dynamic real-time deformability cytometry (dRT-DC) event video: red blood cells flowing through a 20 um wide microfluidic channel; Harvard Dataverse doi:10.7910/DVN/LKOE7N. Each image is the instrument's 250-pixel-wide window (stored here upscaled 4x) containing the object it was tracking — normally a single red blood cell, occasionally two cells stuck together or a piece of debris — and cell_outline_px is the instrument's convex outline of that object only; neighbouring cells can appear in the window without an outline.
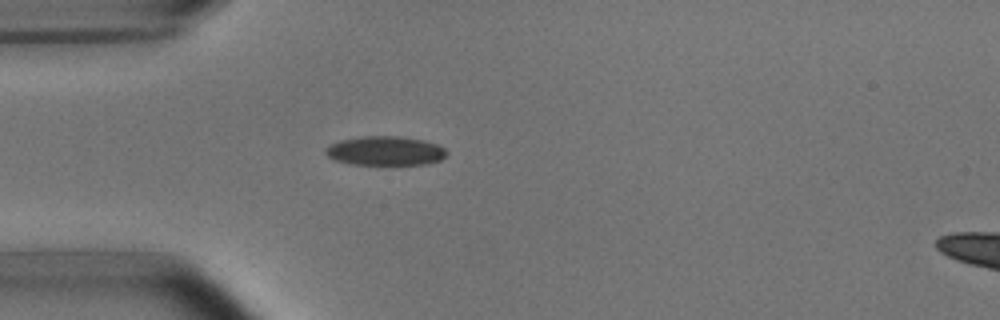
{"species": "common noctule bat (a hibernating species)", "species_latin": "Nyctalus noctula", "temperature_condition": "room temperature", "stored_images_in_passage": 4, "camera_frame_rate_fps": 3000, "um_per_image_px": 0.085, "animal": {"sex": "male", "body_mass_g": 15.6}, "frame": {"image": 1, "passage_image": 4, "time_ms": 3.667, "image_size_px": [1000, 320], "cell_outline_px": [[448, 152], [440, 160], [428, 164], [352, 164], [336, 160], [328, 156], [324, 152], [332, 144], [340, 140], [360, 136], [400, 136], [424, 140], [436, 144], [444, 148]], "centroid_in_image_um": [32.77, 12.81], "position_along_channel_um": 52.2, "area_um2": 20.4}}